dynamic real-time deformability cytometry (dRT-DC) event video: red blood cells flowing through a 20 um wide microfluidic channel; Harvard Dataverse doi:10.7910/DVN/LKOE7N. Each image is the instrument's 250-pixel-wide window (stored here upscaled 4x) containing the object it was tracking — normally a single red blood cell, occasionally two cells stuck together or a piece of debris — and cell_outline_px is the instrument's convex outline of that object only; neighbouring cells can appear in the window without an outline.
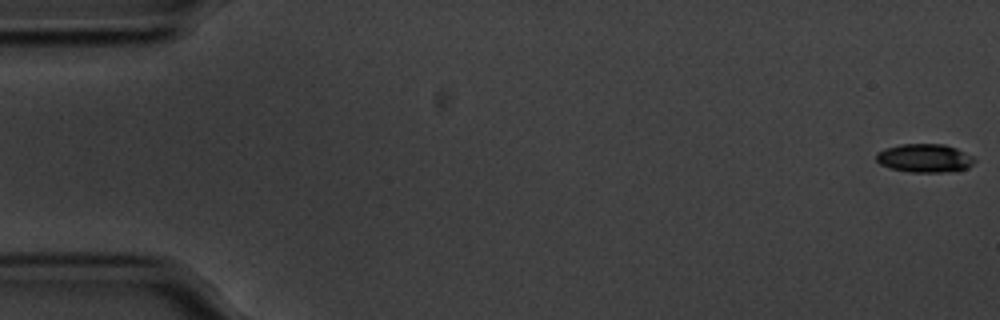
{"species": "common noctule bat (a hibernating species)", "species_latin": "Nyctalus noctula", "temperature_condition": "cold", "stored_images_in_passage": 13, "camera_frame_rate_fps": 3000, "um_per_image_px": 0.085, "animal": {"sex": "male", "body_mass_g": 20.1, "forearm_length_mm": 53.5}, "frame": {"image": 1, "passage_image": 1, "time_ms": 0.0, "image_size_px": [1000, 320], "cell_outline_px": [[976, 160], [968, 168], [944, 172], [908, 172], [888, 168], [880, 164], [876, 160], [876, 152], [884, 148], [900, 144], [944, 144], [956, 148], [972, 156]], "centroid_in_image_um": [78.55, 13.44], "position_along_channel_um": 6.5, "area_um2": 16.42}}